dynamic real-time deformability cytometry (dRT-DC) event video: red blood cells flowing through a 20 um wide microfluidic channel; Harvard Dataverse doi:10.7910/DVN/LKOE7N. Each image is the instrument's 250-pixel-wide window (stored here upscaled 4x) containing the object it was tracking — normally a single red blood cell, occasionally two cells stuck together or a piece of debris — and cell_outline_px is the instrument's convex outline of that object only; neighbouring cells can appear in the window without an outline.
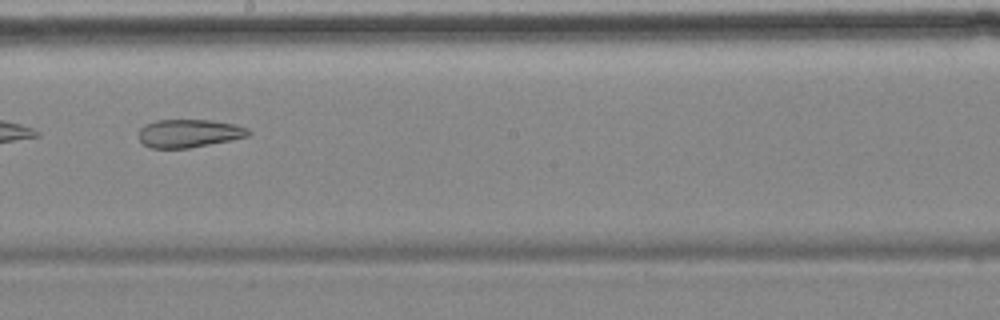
{"species": "common noctule bat (a hibernating species)", "species_latin": "Nyctalus noctula", "temperature_condition": "cold", "stored_images_in_passage": 9, "camera_frame_rate_fps": 3000, "um_per_image_px": 0.085, "animal": {"sex": "female", "body_mass_g": 18.4}, "frame": {"image": 1, "passage_image": 7, "time_ms": 7.333, "image_size_px": [1000, 320], "cell_outline_px": [[252, 132], [248, 136], [188, 148], [148, 148], [140, 140], [140, 128], [144, 124], [156, 120], [212, 120], [236, 124], [248, 128]], "centroid_in_image_um": [16.06, 11.32], "position_along_channel_um": 232.1, "area_um2": 17.92}}
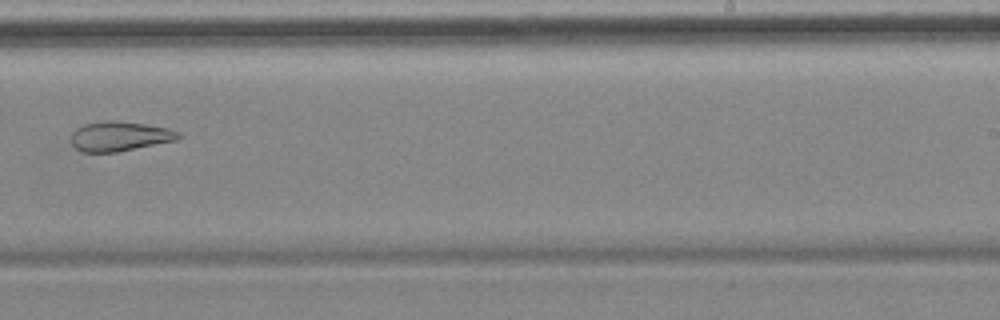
{"frame": {"image": 2, "passage_image": 8, "time_ms": 8.667, "image_size_px": [1000, 320], "cell_outline_px": [[180, 136], [176, 140], [116, 152], [80, 152], [72, 144], [72, 132], [76, 128], [84, 124], [108, 120], [112, 120], [144, 124], [168, 128], [180, 132]], "centroid_in_image_um": [10.14, 11.58], "position_along_channel_um": 278.9, "area_um2": 18.38}}